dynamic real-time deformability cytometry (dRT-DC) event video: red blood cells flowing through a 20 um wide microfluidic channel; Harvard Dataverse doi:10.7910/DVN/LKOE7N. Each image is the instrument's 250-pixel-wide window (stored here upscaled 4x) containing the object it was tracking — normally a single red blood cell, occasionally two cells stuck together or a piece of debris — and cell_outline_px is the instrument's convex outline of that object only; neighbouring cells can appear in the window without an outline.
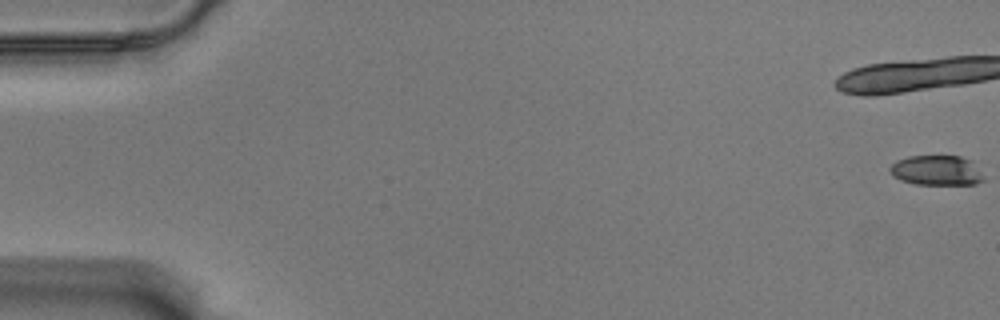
{"species": "Egyptian fruit bat (a non-hibernating species)", "species_latin": "Rousettus aegyptiacus", "temperature_condition": "warm", "stored_images_in_passage": 47, "camera_frame_rate_fps": 3000, "um_per_image_px": 0.085, "animal": {"sex": "male"}, "frame": {"image": 1, "passage_image": 1, "time_ms": 0.0, "image_size_px": [1000, 320], "cell_outline_px": [[984, 180], [976, 184], [916, 184], [900, 180], [892, 176], [888, 168], [896, 160], [908, 156], [960, 156], [972, 160]], "centroid_in_image_um": [79.56, 14.48], "position_along_channel_um": 5.4, "area_um2": 16.36}}